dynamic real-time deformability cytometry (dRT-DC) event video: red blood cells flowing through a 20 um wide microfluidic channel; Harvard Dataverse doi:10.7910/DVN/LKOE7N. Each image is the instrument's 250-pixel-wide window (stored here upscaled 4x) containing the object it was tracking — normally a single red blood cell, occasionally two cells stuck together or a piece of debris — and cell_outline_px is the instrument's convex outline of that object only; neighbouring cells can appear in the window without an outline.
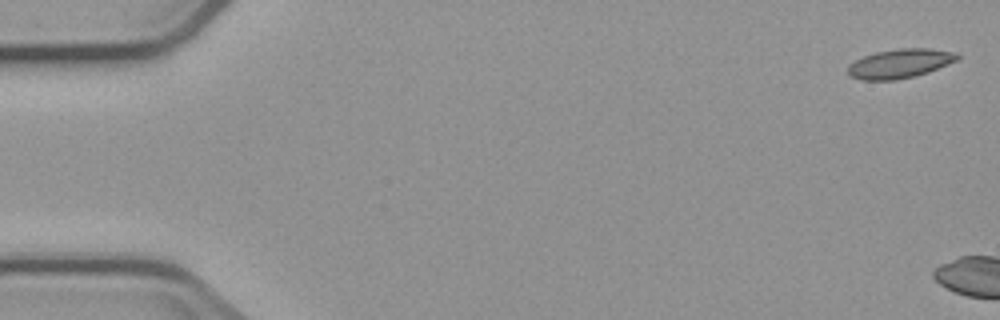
{"species": "common noctule bat (a hibernating species)", "species_latin": "Nyctalus noctula", "temperature_condition": "cold", "stored_images_in_passage": 2, "camera_frame_rate_fps": 3000, "um_per_image_px": 0.085, "animal": {"sex": "male", "body_mass_g": 23.1, "forearm_length_mm": 52.7}, "frame": {"image": 1, "passage_image": 1, "time_ms": 0.0, "image_size_px": [1000, 320], "cell_outline_px": [[960, 56], [956, 60], [948, 64], [928, 72], [916, 76], [896, 80], [860, 80], [852, 76], [848, 72], [848, 64], [864, 56], [876, 52], [900, 48], [928, 48], [956, 52]], "centroid_in_image_um": [76.49, 5.4], "position_along_channel_um": 8.5, "area_um2": 18.55}}